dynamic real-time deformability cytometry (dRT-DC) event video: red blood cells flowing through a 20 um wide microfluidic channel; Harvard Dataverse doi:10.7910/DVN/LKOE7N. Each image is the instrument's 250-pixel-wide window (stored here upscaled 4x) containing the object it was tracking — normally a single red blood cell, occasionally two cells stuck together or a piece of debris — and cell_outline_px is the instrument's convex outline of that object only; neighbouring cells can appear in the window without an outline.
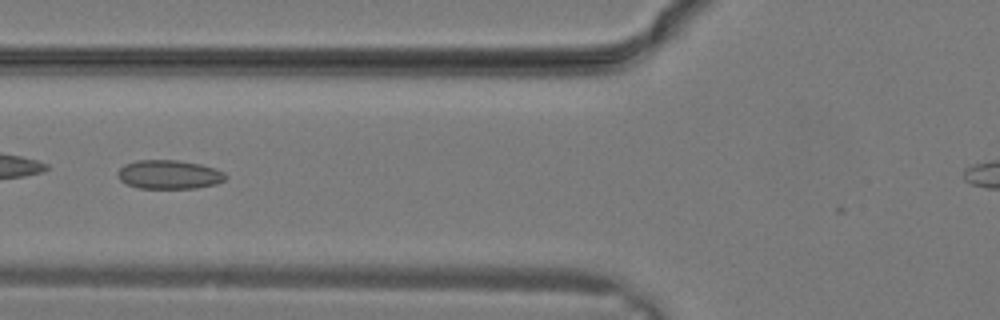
{"species": "common noctule bat (a hibernating species)", "species_latin": "Nyctalus noctula", "temperature_condition": "warm", "stored_images_in_passage": 7, "camera_frame_rate_fps": 3000, "um_per_image_px": 0.085, "animal": {"sex": "male", "body_mass_g": 19.2, "forearm_length_mm": 51.8}, "frame": {"image": 1, "passage_image": 4, "time_ms": 1.0, "image_size_px": [1000, 320], "cell_outline_px": [[228, 176], [224, 180], [216, 184], [196, 188], [140, 188], [128, 184], [120, 180], [116, 172], [124, 164], [136, 160], [176, 160], [200, 164], [216, 168], [224, 172]], "centroid_in_image_um": [14.38, 14.83], "position_along_channel_um": 111.4, "area_um2": 18.21}}
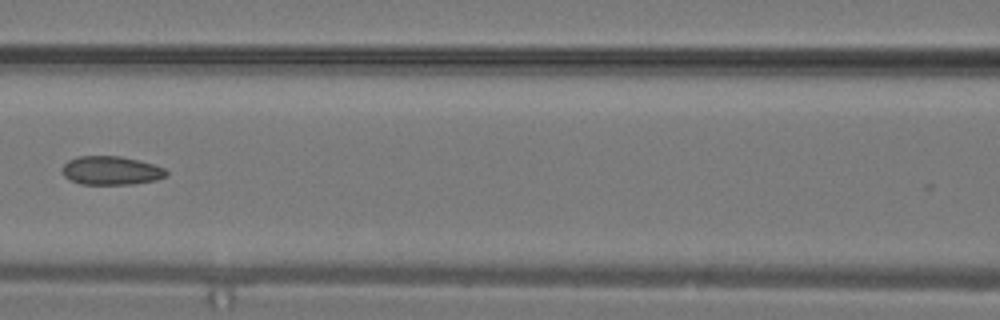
{"frame": {"image": 2, "passage_image": 6, "time_ms": 1.667, "image_size_px": [1000, 320], "cell_outline_px": [[168, 176], [156, 180], [132, 184], [80, 184], [64, 176], [60, 168], [68, 160], [76, 156], [120, 156], [140, 160], [164, 168], [168, 172]], "centroid_in_image_um": [9.44, 14.49], "position_along_channel_um": 157.2, "area_um2": 17.51}}